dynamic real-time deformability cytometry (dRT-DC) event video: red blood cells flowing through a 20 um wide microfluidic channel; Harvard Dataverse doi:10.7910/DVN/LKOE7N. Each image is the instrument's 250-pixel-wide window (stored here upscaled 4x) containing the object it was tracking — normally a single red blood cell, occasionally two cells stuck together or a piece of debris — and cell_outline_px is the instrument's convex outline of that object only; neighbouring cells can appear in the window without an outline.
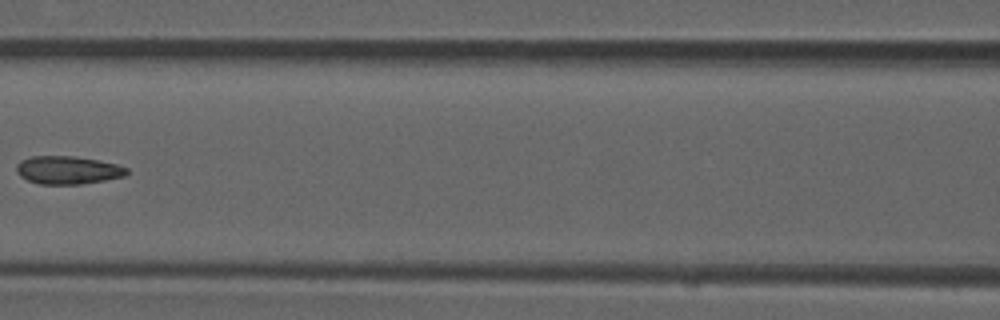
{"species": "common noctule bat (a hibernating species)", "species_latin": "Nyctalus noctula", "temperature_condition": "room temperature", "stored_images_in_passage": 8, "camera_frame_rate_fps": 3000, "um_per_image_px": 0.085, "animal": {"sex": "male", "forearm_length_mm": 52.5}, "frame": {"image": 1, "passage_image": 6, "time_ms": 1.667, "image_size_px": [1000, 320], "cell_outline_px": [[128, 172], [124, 176], [104, 180], [80, 184], [40, 184], [28, 180], [20, 176], [16, 172], [16, 164], [20, 160], [32, 156], [76, 156], [116, 164], [128, 168]], "centroid_in_image_um": [5.73, 14.45], "position_along_channel_um": 160.9, "area_um2": 17.98}}
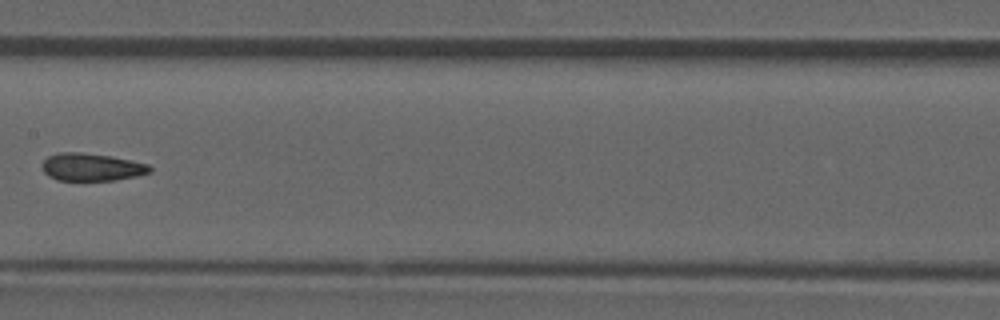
{"frame": {"image": 2, "passage_image": 7, "time_ms": 2.0, "image_size_px": [1000, 320], "cell_outline_px": [[152, 172], [136, 176], [116, 180], [56, 180], [48, 176], [44, 172], [40, 164], [48, 156], [56, 152], [80, 152], [112, 156], [148, 164], [152, 168]], "centroid_in_image_um": [7.76, 14.19], "position_along_channel_um": 199.6, "area_um2": 17.51}}